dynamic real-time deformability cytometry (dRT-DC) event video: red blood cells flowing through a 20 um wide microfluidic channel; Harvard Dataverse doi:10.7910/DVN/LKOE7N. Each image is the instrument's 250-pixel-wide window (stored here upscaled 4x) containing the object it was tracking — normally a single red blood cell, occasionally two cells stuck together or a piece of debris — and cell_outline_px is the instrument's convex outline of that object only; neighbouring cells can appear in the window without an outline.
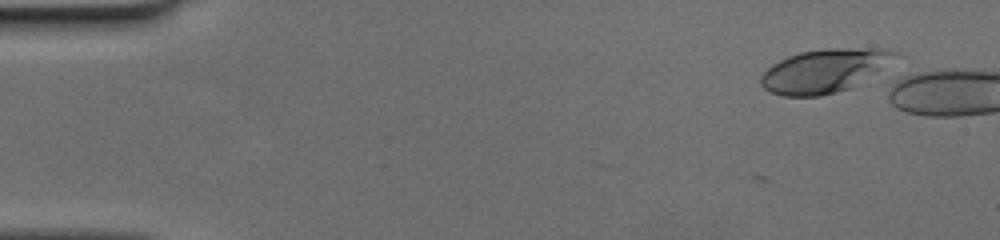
{"species": "human", "species_latin": "Homo sapiens", "temperature_condition": "cold", "stored_images_in_passage": 5, "camera_frame_rate_fps": 3000, "um_per_image_px": 0.085, "donor": {"sex": "female"}, "frame": {"image": 1, "passage_image": 1, "time_ms": 0.0, "image_size_px": [1000, 240], "cell_outline_px": [[904, 56], [848, 88], [836, 92], [820, 96], [784, 96], [772, 92], [764, 88], [760, 84], [760, 76], [772, 64], [788, 56], [800, 52], [828, 48], [888, 48], [900, 52]], "centroid_in_image_um": [70.14, 5.98], "position_along_channel_um": 14.9, "area_um2": 34.1}}